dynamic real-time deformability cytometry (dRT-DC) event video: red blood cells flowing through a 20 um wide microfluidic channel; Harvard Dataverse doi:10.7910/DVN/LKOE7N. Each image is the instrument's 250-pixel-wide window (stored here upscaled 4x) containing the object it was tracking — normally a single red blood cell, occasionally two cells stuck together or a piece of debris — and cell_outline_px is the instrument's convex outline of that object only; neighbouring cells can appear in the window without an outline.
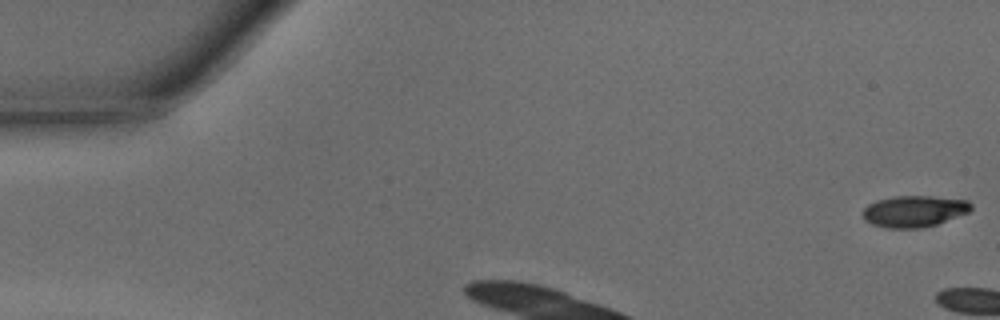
{"species": "common noctule bat (a hibernating species)", "species_latin": "Nyctalus noctula", "temperature_condition": "warm", "stored_images_in_passage": 5, "camera_frame_rate_fps": 3000, "um_per_image_px": 0.085, "animal": {"sex": "male", "body_mass_g": 15.6}, "frame": {"image": 1, "passage_image": 1, "time_ms": 0.0, "image_size_px": [1000, 320], "cell_outline_px": [[972, 208], [968, 212], [936, 224], [920, 228], [888, 228], [872, 224], [864, 220], [860, 212], [868, 204], [876, 200], [892, 196], [932, 196], [968, 200], [972, 204]], "centroid_in_image_um": [77.66, 17.94], "position_along_channel_um": 7.3, "area_um2": 19.94}}